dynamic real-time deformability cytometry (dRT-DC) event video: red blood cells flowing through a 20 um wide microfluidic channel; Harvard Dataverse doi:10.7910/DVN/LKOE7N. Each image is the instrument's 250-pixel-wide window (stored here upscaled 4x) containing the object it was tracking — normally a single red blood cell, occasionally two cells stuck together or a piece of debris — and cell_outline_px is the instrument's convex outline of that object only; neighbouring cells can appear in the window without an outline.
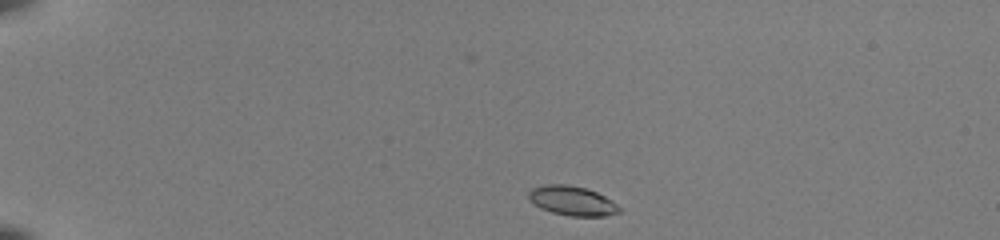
{"species": "common noctule bat (a hibernating species)", "species_latin": "Nyctalus noctula", "temperature_condition": "room temperature", "stored_images_in_passage": 41, "camera_frame_rate_fps": 3000, "um_per_image_px": 0.085, "animal": {"sex": "female", "body_mass_g": 22.0, "forearm_length_mm": 56.7}, "frame": {"image": 1, "passage_image": 1, "time_ms": 0.0, "image_size_px": [1000, 240], "cell_outline_px": [[620, 212], [604, 216], [572, 216], [552, 212], [540, 208], [528, 196], [528, 192], [532, 188], [548, 184], [564, 184], [584, 188], [596, 192], [612, 200], [620, 208]], "centroid_in_image_um": [48.65, 17.07], "position_along_channel_um": 36.4, "area_um2": 15.26}}
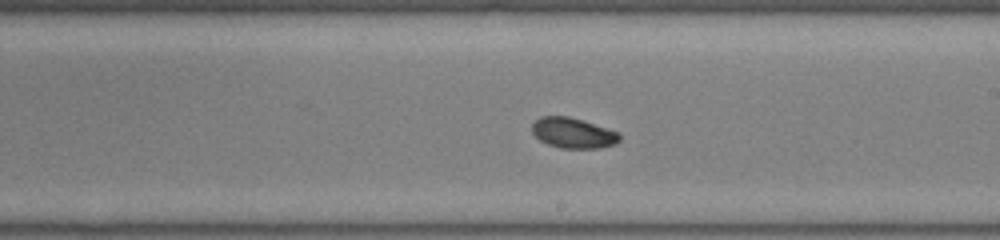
{"frame": {"image": 2, "passage_image": 22, "time_ms": 7.0, "image_size_px": [1000, 240], "cell_outline_px": [[620, 140], [616, 144], [600, 148], [560, 148], [548, 144], [540, 140], [532, 132], [532, 124], [540, 116], [568, 116], [620, 132]], "centroid_in_image_um": [48.73, 11.31], "position_along_channel_um": 240.3, "area_um2": 15.49}}
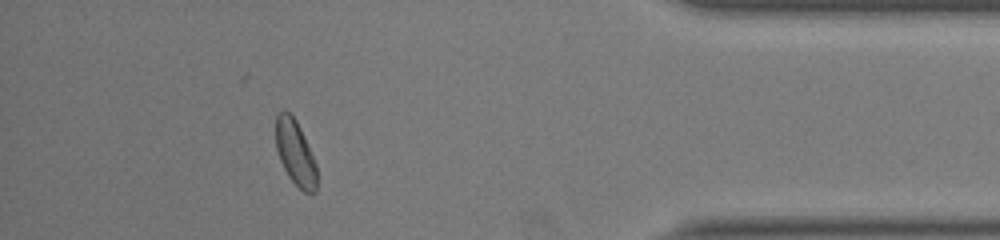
{"frame": {"image": 3, "passage_image": 37, "time_ms": 12.0, "image_size_px": [1000, 240], "cell_outline_px": [[316, 192], [304, 192], [288, 176], [280, 160], [276, 148], [276, 116], [284, 108], [296, 120], [300, 128], [316, 164]], "centroid_in_image_um": [25.08, 12.97], "position_along_channel_um": 410.1, "area_um2": 15.26}, "authors_computed_cell_mechanics": {"area_um2": 15.6638, "velocity_mm_per_s": 3.9957, "shape_relaxation_time_tau1_ms": 2.8814, "shape_relaxation_time_tau2_ms": 3.2006, "deformation_change_tau1": 0.1199, "deformation_change_tau2": 0.061}}